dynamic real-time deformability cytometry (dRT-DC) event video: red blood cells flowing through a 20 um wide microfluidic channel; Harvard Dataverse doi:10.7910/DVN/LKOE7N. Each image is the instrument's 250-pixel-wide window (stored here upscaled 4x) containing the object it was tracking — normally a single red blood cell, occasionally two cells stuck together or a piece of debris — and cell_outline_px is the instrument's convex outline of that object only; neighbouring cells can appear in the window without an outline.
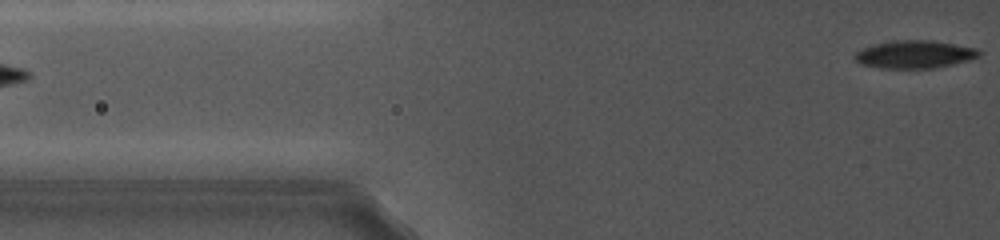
{"species": "common noctule bat (a hibernating species)", "species_latin": "Nyctalus noctula", "temperature_condition": "cold", "stored_images_in_passage": 8, "segment_of_instrument_passage": [2, 2], "camera_frame_rate_fps": 5000, "um_per_image_px": 0.085, "animal": {"sex": "female", "body_mass_g": 19.0, "forearm_length_mm": 56.7}, "frame": {"image": 1, "passage_image": 8, "time_ms": 7.4, "image_size_px": [1000, 240], "cell_outline_px": [[984, 52], [980, 56], [968, 60], [936, 68], [880, 68], [860, 64], [856, 60], [856, 52], [864, 48], [876, 44], [892, 40], [932, 40], [980, 48]], "centroid_in_image_um": [77.82, 4.61], "position_along_channel_um": 48.0, "area_um2": 20.23}}